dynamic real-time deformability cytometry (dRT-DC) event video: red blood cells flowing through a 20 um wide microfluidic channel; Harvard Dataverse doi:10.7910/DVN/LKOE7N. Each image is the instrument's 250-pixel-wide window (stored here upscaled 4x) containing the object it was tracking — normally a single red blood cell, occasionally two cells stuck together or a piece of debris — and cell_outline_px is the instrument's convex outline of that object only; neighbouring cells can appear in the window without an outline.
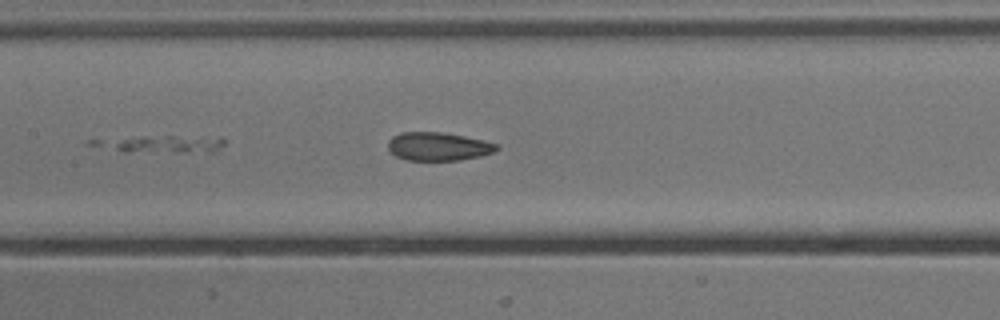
{"species": "common noctule bat (a hibernating species)", "species_latin": "Nyctalus noctula", "temperature_condition": "cold", "stored_images_in_passage": 52, "camera_frame_rate_fps": 3000, "um_per_image_px": 0.085, "animal": {"sex": "male", "body_mass_g": 13.3}, "frame": {"image": 1, "passage_image": 25, "time_ms": 8.0, "image_size_px": [1000, 320], "cell_outline_px": [[224, 144], [216, 152], [124, 152], [108, 144], [120, 140], [144, 136], [172, 136], [224, 140]], "centroid_in_image_um": [14.28, 12.29], "position_along_channel_um": 193.1, "area_um2": 11.1}}
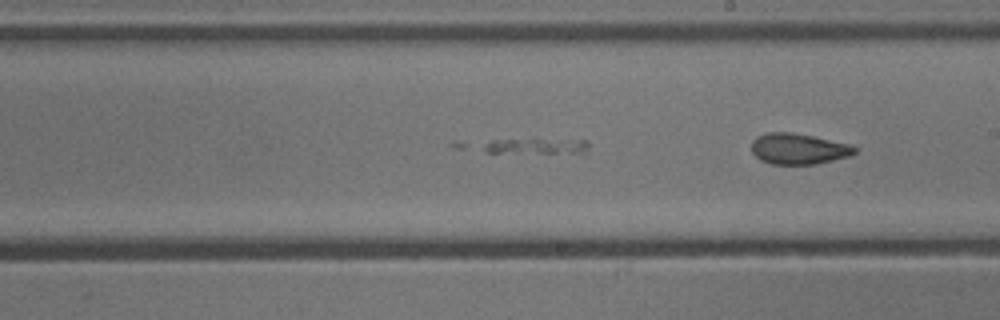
{"frame": {"image": 2, "passage_image": 29, "time_ms": 9.333, "image_size_px": [1000, 320], "cell_outline_px": [[588, 148], [580, 156], [488, 152], [480, 148], [492, 140], [588, 140]], "centroid_in_image_um": [45.75, 12.5], "position_along_channel_um": 243.2, "area_um2": 10.23}}
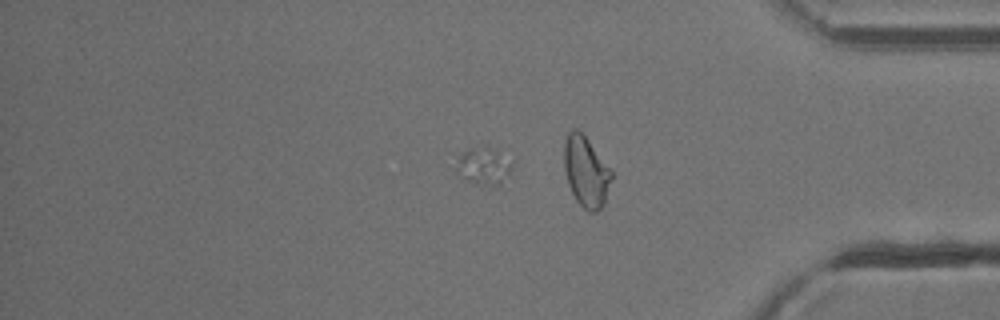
{"frame": {"image": 3, "passage_image": 43, "time_ms": 14.0, "image_size_px": [1000, 320], "cell_outline_px": [[516, 160], [512, 168], [500, 184], [476, 184], [464, 180], [456, 172], [456, 156], [460, 152], [472, 144], [492, 148]], "centroid_in_image_um": [41.07, 14.04], "position_along_channel_um": 394.1, "area_um2": 12.77}}